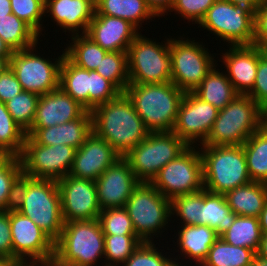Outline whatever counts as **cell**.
Returning a JSON list of instances; mask_svg holds the SVG:
<instances>
[{"instance_id": "7", "label": "cell", "mask_w": 267, "mask_h": 266, "mask_svg": "<svg viewBox=\"0 0 267 266\" xmlns=\"http://www.w3.org/2000/svg\"><path fill=\"white\" fill-rule=\"evenodd\" d=\"M124 208L130 216L136 235L143 242H153L152 236L156 237L164 227L166 229L165 225L173 216L171 200L146 182H140L133 190Z\"/></svg>"}, {"instance_id": "27", "label": "cell", "mask_w": 267, "mask_h": 266, "mask_svg": "<svg viewBox=\"0 0 267 266\" xmlns=\"http://www.w3.org/2000/svg\"><path fill=\"white\" fill-rule=\"evenodd\" d=\"M214 66L203 81L192 91L202 101L210 103L217 110L227 106L238 93L227 77V74Z\"/></svg>"}, {"instance_id": "42", "label": "cell", "mask_w": 267, "mask_h": 266, "mask_svg": "<svg viewBox=\"0 0 267 266\" xmlns=\"http://www.w3.org/2000/svg\"><path fill=\"white\" fill-rule=\"evenodd\" d=\"M98 220L104 235H136L130 216L124 207L102 210Z\"/></svg>"}, {"instance_id": "6", "label": "cell", "mask_w": 267, "mask_h": 266, "mask_svg": "<svg viewBox=\"0 0 267 266\" xmlns=\"http://www.w3.org/2000/svg\"><path fill=\"white\" fill-rule=\"evenodd\" d=\"M201 146L205 190L225 194L251 182L242 145Z\"/></svg>"}, {"instance_id": "50", "label": "cell", "mask_w": 267, "mask_h": 266, "mask_svg": "<svg viewBox=\"0 0 267 266\" xmlns=\"http://www.w3.org/2000/svg\"><path fill=\"white\" fill-rule=\"evenodd\" d=\"M253 44L267 52V7L264 4L254 12Z\"/></svg>"}, {"instance_id": "31", "label": "cell", "mask_w": 267, "mask_h": 266, "mask_svg": "<svg viewBox=\"0 0 267 266\" xmlns=\"http://www.w3.org/2000/svg\"><path fill=\"white\" fill-rule=\"evenodd\" d=\"M242 146L251 181L267 184V128L257 130Z\"/></svg>"}, {"instance_id": "61", "label": "cell", "mask_w": 267, "mask_h": 266, "mask_svg": "<svg viewBox=\"0 0 267 266\" xmlns=\"http://www.w3.org/2000/svg\"><path fill=\"white\" fill-rule=\"evenodd\" d=\"M264 127L267 128V106L263 109Z\"/></svg>"}, {"instance_id": "21", "label": "cell", "mask_w": 267, "mask_h": 266, "mask_svg": "<svg viewBox=\"0 0 267 266\" xmlns=\"http://www.w3.org/2000/svg\"><path fill=\"white\" fill-rule=\"evenodd\" d=\"M86 109L58 87L40 95L31 128H48L79 118Z\"/></svg>"}, {"instance_id": "34", "label": "cell", "mask_w": 267, "mask_h": 266, "mask_svg": "<svg viewBox=\"0 0 267 266\" xmlns=\"http://www.w3.org/2000/svg\"><path fill=\"white\" fill-rule=\"evenodd\" d=\"M71 39L72 44L64 49L65 56L78 67L88 71L96 70L108 51L85 34L73 35Z\"/></svg>"}, {"instance_id": "9", "label": "cell", "mask_w": 267, "mask_h": 266, "mask_svg": "<svg viewBox=\"0 0 267 266\" xmlns=\"http://www.w3.org/2000/svg\"><path fill=\"white\" fill-rule=\"evenodd\" d=\"M138 34L128 49L129 84L171 82L170 39L165 44Z\"/></svg>"}, {"instance_id": "40", "label": "cell", "mask_w": 267, "mask_h": 266, "mask_svg": "<svg viewBox=\"0 0 267 266\" xmlns=\"http://www.w3.org/2000/svg\"><path fill=\"white\" fill-rule=\"evenodd\" d=\"M40 96L36 93L22 91L5 102L6 108L13 120L27 133L35 118Z\"/></svg>"}, {"instance_id": "2", "label": "cell", "mask_w": 267, "mask_h": 266, "mask_svg": "<svg viewBox=\"0 0 267 266\" xmlns=\"http://www.w3.org/2000/svg\"><path fill=\"white\" fill-rule=\"evenodd\" d=\"M14 209L30 218L54 242L60 238L64 221L56 180L23 175L18 183Z\"/></svg>"}, {"instance_id": "12", "label": "cell", "mask_w": 267, "mask_h": 266, "mask_svg": "<svg viewBox=\"0 0 267 266\" xmlns=\"http://www.w3.org/2000/svg\"><path fill=\"white\" fill-rule=\"evenodd\" d=\"M194 41L170 38L171 82L184 92H192L217 66L208 48Z\"/></svg>"}, {"instance_id": "13", "label": "cell", "mask_w": 267, "mask_h": 266, "mask_svg": "<svg viewBox=\"0 0 267 266\" xmlns=\"http://www.w3.org/2000/svg\"><path fill=\"white\" fill-rule=\"evenodd\" d=\"M76 148L68 145L44 146L26 136L19 156L23 175L33 179L59 180L69 175Z\"/></svg>"}, {"instance_id": "26", "label": "cell", "mask_w": 267, "mask_h": 266, "mask_svg": "<svg viewBox=\"0 0 267 266\" xmlns=\"http://www.w3.org/2000/svg\"><path fill=\"white\" fill-rule=\"evenodd\" d=\"M224 196L235 214L258 218L267 201V184L251 181L227 191Z\"/></svg>"}, {"instance_id": "56", "label": "cell", "mask_w": 267, "mask_h": 266, "mask_svg": "<svg viewBox=\"0 0 267 266\" xmlns=\"http://www.w3.org/2000/svg\"><path fill=\"white\" fill-rule=\"evenodd\" d=\"M12 14L10 0H0V17Z\"/></svg>"}, {"instance_id": "60", "label": "cell", "mask_w": 267, "mask_h": 266, "mask_svg": "<svg viewBox=\"0 0 267 266\" xmlns=\"http://www.w3.org/2000/svg\"><path fill=\"white\" fill-rule=\"evenodd\" d=\"M251 266H267V260L255 255Z\"/></svg>"}, {"instance_id": "36", "label": "cell", "mask_w": 267, "mask_h": 266, "mask_svg": "<svg viewBox=\"0 0 267 266\" xmlns=\"http://www.w3.org/2000/svg\"><path fill=\"white\" fill-rule=\"evenodd\" d=\"M95 71L124 93L129 84L128 53L108 51Z\"/></svg>"}, {"instance_id": "51", "label": "cell", "mask_w": 267, "mask_h": 266, "mask_svg": "<svg viewBox=\"0 0 267 266\" xmlns=\"http://www.w3.org/2000/svg\"><path fill=\"white\" fill-rule=\"evenodd\" d=\"M145 2L158 17H162L163 14L165 16V13L170 12L175 0H145Z\"/></svg>"}, {"instance_id": "5", "label": "cell", "mask_w": 267, "mask_h": 266, "mask_svg": "<svg viewBox=\"0 0 267 266\" xmlns=\"http://www.w3.org/2000/svg\"><path fill=\"white\" fill-rule=\"evenodd\" d=\"M105 240L98 219L64 222L55 242L54 261L59 266H93L104 258Z\"/></svg>"}, {"instance_id": "54", "label": "cell", "mask_w": 267, "mask_h": 266, "mask_svg": "<svg viewBox=\"0 0 267 266\" xmlns=\"http://www.w3.org/2000/svg\"><path fill=\"white\" fill-rule=\"evenodd\" d=\"M258 218L262 234H267V201Z\"/></svg>"}, {"instance_id": "58", "label": "cell", "mask_w": 267, "mask_h": 266, "mask_svg": "<svg viewBox=\"0 0 267 266\" xmlns=\"http://www.w3.org/2000/svg\"><path fill=\"white\" fill-rule=\"evenodd\" d=\"M13 156L0 149V168H2Z\"/></svg>"}, {"instance_id": "48", "label": "cell", "mask_w": 267, "mask_h": 266, "mask_svg": "<svg viewBox=\"0 0 267 266\" xmlns=\"http://www.w3.org/2000/svg\"><path fill=\"white\" fill-rule=\"evenodd\" d=\"M0 261L13 265V245L10 227V209L0 212Z\"/></svg>"}, {"instance_id": "25", "label": "cell", "mask_w": 267, "mask_h": 266, "mask_svg": "<svg viewBox=\"0 0 267 266\" xmlns=\"http://www.w3.org/2000/svg\"><path fill=\"white\" fill-rule=\"evenodd\" d=\"M181 227L177 239V247L182 252L180 254L185 255L184 258L194 260L200 266L219 236L214 229L203 224L181 225Z\"/></svg>"}, {"instance_id": "62", "label": "cell", "mask_w": 267, "mask_h": 266, "mask_svg": "<svg viewBox=\"0 0 267 266\" xmlns=\"http://www.w3.org/2000/svg\"><path fill=\"white\" fill-rule=\"evenodd\" d=\"M0 266H8L6 263L0 261Z\"/></svg>"}, {"instance_id": "35", "label": "cell", "mask_w": 267, "mask_h": 266, "mask_svg": "<svg viewBox=\"0 0 267 266\" xmlns=\"http://www.w3.org/2000/svg\"><path fill=\"white\" fill-rule=\"evenodd\" d=\"M220 237L228 244L257 252L262 237L259 218L238 215Z\"/></svg>"}, {"instance_id": "55", "label": "cell", "mask_w": 267, "mask_h": 266, "mask_svg": "<svg viewBox=\"0 0 267 266\" xmlns=\"http://www.w3.org/2000/svg\"><path fill=\"white\" fill-rule=\"evenodd\" d=\"M14 51L0 37V57H12Z\"/></svg>"}, {"instance_id": "20", "label": "cell", "mask_w": 267, "mask_h": 266, "mask_svg": "<svg viewBox=\"0 0 267 266\" xmlns=\"http://www.w3.org/2000/svg\"><path fill=\"white\" fill-rule=\"evenodd\" d=\"M129 21L108 15H94L85 35L107 51L128 52L138 35Z\"/></svg>"}, {"instance_id": "15", "label": "cell", "mask_w": 267, "mask_h": 266, "mask_svg": "<svg viewBox=\"0 0 267 266\" xmlns=\"http://www.w3.org/2000/svg\"><path fill=\"white\" fill-rule=\"evenodd\" d=\"M10 227L13 265L27 262V259H30V262L54 260L55 242L30 218L14 208L10 209Z\"/></svg>"}, {"instance_id": "3", "label": "cell", "mask_w": 267, "mask_h": 266, "mask_svg": "<svg viewBox=\"0 0 267 266\" xmlns=\"http://www.w3.org/2000/svg\"><path fill=\"white\" fill-rule=\"evenodd\" d=\"M124 93L150 132H172L183 90L166 82L128 84Z\"/></svg>"}, {"instance_id": "22", "label": "cell", "mask_w": 267, "mask_h": 266, "mask_svg": "<svg viewBox=\"0 0 267 266\" xmlns=\"http://www.w3.org/2000/svg\"><path fill=\"white\" fill-rule=\"evenodd\" d=\"M223 53L222 59L226 67L227 77L234 90L247 95L253 88L259 61L257 45L231 46Z\"/></svg>"}, {"instance_id": "41", "label": "cell", "mask_w": 267, "mask_h": 266, "mask_svg": "<svg viewBox=\"0 0 267 266\" xmlns=\"http://www.w3.org/2000/svg\"><path fill=\"white\" fill-rule=\"evenodd\" d=\"M204 199V189L176 196L171 200V214L179 216L182 225H200L201 201Z\"/></svg>"}, {"instance_id": "46", "label": "cell", "mask_w": 267, "mask_h": 266, "mask_svg": "<svg viewBox=\"0 0 267 266\" xmlns=\"http://www.w3.org/2000/svg\"><path fill=\"white\" fill-rule=\"evenodd\" d=\"M216 2V0H175L171 12L181 14L183 18L194 21L199 24L205 17L208 9Z\"/></svg>"}, {"instance_id": "10", "label": "cell", "mask_w": 267, "mask_h": 266, "mask_svg": "<svg viewBox=\"0 0 267 266\" xmlns=\"http://www.w3.org/2000/svg\"><path fill=\"white\" fill-rule=\"evenodd\" d=\"M199 26L231 46L253 45L254 42V11L245 5L216 0Z\"/></svg>"}, {"instance_id": "19", "label": "cell", "mask_w": 267, "mask_h": 266, "mask_svg": "<svg viewBox=\"0 0 267 266\" xmlns=\"http://www.w3.org/2000/svg\"><path fill=\"white\" fill-rule=\"evenodd\" d=\"M121 157L106 140L92 132L82 146L76 149L69 175L96 181Z\"/></svg>"}, {"instance_id": "23", "label": "cell", "mask_w": 267, "mask_h": 266, "mask_svg": "<svg viewBox=\"0 0 267 266\" xmlns=\"http://www.w3.org/2000/svg\"><path fill=\"white\" fill-rule=\"evenodd\" d=\"M92 132V114L86 110L73 121L48 128H31L26 135L44 146L64 144L78 149Z\"/></svg>"}, {"instance_id": "57", "label": "cell", "mask_w": 267, "mask_h": 266, "mask_svg": "<svg viewBox=\"0 0 267 266\" xmlns=\"http://www.w3.org/2000/svg\"><path fill=\"white\" fill-rule=\"evenodd\" d=\"M21 262L20 266H59L54 260L46 262ZM40 263V264H39Z\"/></svg>"}, {"instance_id": "16", "label": "cell", "mask_w": 267, "mask_h": 266, "mask_svg": "<svg viewBox=\"0 0 267 266\" xmlns=\"http://www.w3.org/2000/svg\"><path fill=\"white\" fill-rule=\"evenodd\" d=\"M64 222L95 220L102 211L93 180L67 175L57 180Z\"/></svg>"}, {"instance_id": "47", "label": "cell", "mask_w": 267, "mask_h": 266, "mask_svg": "<svg viewBox=\"0 0 267 266\" xmlns=\"http://www.w3.org/2000/svg\"><path fill=\"white\" fill-rule=\"evenodd\" d=\"M262 109L267 106V52L259 48V61L252 90L247 94Z\"/></svg>"}, {"instance_id": "37", "label": "cell", "mask_w": 267, "mask_h": 266, "mask_svg": "<svg viewBox=\"0 0 267 266\" xmlns=\"http://www.w3.org/2000/svg\"><path fill=\"white\" fill-rule=\"evenodd\" d=\"M26 136V132L13 120L5 103L0 101V149L19 157Z\"/></svg>"}, {"instance_id": "30", "label": "cell", "mask_w": 267, "mask_h": 266, "mask_svg": "<svg viewBox=\"0 0 267 266\" xmlns=\"http://www.w3.org/2000/svg\"><path fill=\"white\" fill-rule=\"evenodd\" d=\"M237 216L228 206L224 194L213 193L204 189L200 224L214 229L220 237L231 227Z\"/></svg>"}, {"instance_id": "52", "label": "cell", "mask_w": 267, "mask_h": 266, "mask_svg": "<svg viewBox=\"0 0 267 266\" xmlns=\"http://www.w3.org/2000/svg\"><path fill=\"white\" fill-rule=\"evenodd\" d=\"M233 4L245 5L254 12L263 4V0H226Z\"/></svg>"}, {"instance_id": "33", "label": "cell", "mask_w": 267, "mask_h": 266, "mask_svg": "<svg viewBox=\"0 0 267 266\" xmlns=\"http://www.w3.org/2000/svg\"><path fill=\"white\" fill-rule=\"evenodd\" d=\"M0 37L13 51L38 44L39 35L15 14L0 17Z\"/></svg>"}, {"instance_id": "45", "label": "cell", "mask_w": 267, "mask_h": 266, "mask_svg": "<svg viewBox=\"0 0 267 266\" xmlns=\"http://www.w3.org/2000/svg\"><path fill=\"white\" fill-rule=\"evenodd\" d=\"M121 92L95 70L91 71V91H89V111L115 99Z\"/></svg>"}, {"instance_id": "49", "label": "cell", "mask_w": 267, "mask_h": 266, "mask_svg": "<svg viewBox=\"0 0 267 266\" xmlns=\"http://www.w3.org/2000/svg\"><path fill=\"white\" fill-rule=\"evenodd\" d=\"M23 91L14 72L8 67L0 74V101L5 103Z\"/></svg>"}, {"instance_id": "28", "label": "cell", "mask_w": 267, "mask_h": 266, "mask_svg": "<svg viewBox=\"0 0 267 266\" xmlns=\"http://www.w3.org/2000/svg\"><path fill=\"white\" fill-rule=\"evenodd\" d=\"M95 9L94 15L122 18L129 21L137 29H140L142 22L145 20L157 16L145 0H97Z\"/></svg>"}, {"instance_id": "39", "label": "cell", "mask_w": 267, "mask_h": 266, "mask_svg": "<svg viewBox=\"0 0 267 266\" xmlns=\"http://www.w3.org/2000/svg\"><path fill=\"white\" fill-rule=\"evenodd\" d=\"M104 240V266L123 264L143 242L137 235H104Z\"/></svg>"}, {"instance_id": "63", "label": "cell", "mask_w": 267, "mask_h": 266, "mask_svg": "<svg viewBox=\"0 0 267 266\" xmlns=\"http://www.w3.org/2000/svg\"><path fill=\"white\" fill-rule=\"evenodd\" d=\"M263 4L267 7V0H263Z\"/></svg>"}, {"instance_id": "17", "label": "cell", "mask_w": 267, "mask_h": 266, "mask_svg": "<svg viewBox=\"0 0 267 266\" xmlns=\"http://www.w3.org/2000/svg\"><path fill=\"white\" fill-rule=\"evenodd\" d=\"M218 112L219 110L213 105L202 101L193 92H185L172 132L188 146H194L196 141H201L200 144H202L206 140Z\"/></svg>"}, {"instance_id": "59", "label": "cell", "mask_w": 267, "mask_h": 266, "mask_svg": "<svg viewBox=\"0 0 267 266\" xmlns=\"http://www.w3.org/2000/svg\"><path fill=\"white\" fill-rule=\"evenodd\" d=\"M11 57H0V74H2L8 67Z\"/></svg>"}, {"instance_id": "43", "label": "cell", "mask_w": 267, "mask_h": 266, "mask_svg": "<svg viewBox=\"0 0 267 266\" xmlns=\"http://www.w3.org/2000/svg\"><path fill=\"white\" fill-rule=\"evenodd\" d=\"M155 247L154 242H142L122 266H183L176 262L177 258L165 257Z\"/></svg>"}, {"instance_id": "44", "label": "cell", "mask_w": 267, "mask_h": 266, "mask_svg": "<svg viewBox=\"0 0 267 266\" xmlns=\"http://www.w3.org/2000/svg\"><path fill=\"white\" fill-rule=\"evenodd\" d=\"M12 14L27 23L39 36L43 30L41 20L45 16V0H10Z\"/></svg>"}, {"instance_id": "4", "label": "cell", "mask_w": 267, "mask_h": 266, "mask_svg": "<svg viewBox=\"0 0 267 266\" xmlns=\"http://www.w3.org/2000/svg\"><path fill=\"white\" fill-rule=\"evenodd\" d=\"M263 126V109L250 96L238 94L219 110L206 140L201 145H242Z\"/></svg>"}, {"instance_id": "14", "label": "cell", "mask_w": 267, "mask_h": 266, "mask_svg": "<svg viewBox=\"0 0 267 266\" xmlns=\"http://www.w3.org/2000/svg\"><path fill=\"white\" fill-rule=\"evenodd\" d=\"M35 47L37 44L24 50L14 51L9 67L14 72L23 91L40 96L59 87L60 65L65 52L63 51L58 59H54L55 63H52L49 59L35 54Z\"/></svg>"}, {"instance_id": "24", "label": "cell", "mask_w": 267, "mask_h": 266, "mask_svg": "<svg viewBox=\"0 0 267 266\" xmlns=\"http://www.w3.org/2000/svg\"><path fill=\"white\" fill-rule=\"evenodd\" d=\"M95 11L94 0H45V13H50L64 32L71 31V36L79 35V30L86 33Z\"/></svg>"}, {"instance_id": "18", "label": "cell", "mask_w": 267, "mask_h": 266, "mask_svg": "<svg viewBox=\"0 0 267 266\" xmlns=\"http://www.w3.org/2000/svg\"><path fill=\"white\" fill-rule=\"evenodd\" d=\"M101 210L124 207L140 181L128 161L121 157L95 181Z\"/></svg>"}, {"instance_id": "1", "label": "cell", "mask_w": 267, "mask_h": 266, "mask_svg": "<svg viewBox=\"0 0 267 266\" xmlns=\"http://www.w3.org/2000/svg\"><path fill=\"white\" fill-rule=\"evenodd\" d=\"M91 114L93 132L122 157L150 133L125 93L95 107Z\"/></svg>"}, {"instance_id": "38", "label": "cell", "mask_w": 267, "mask_h": 266, "mask_svg": "<svg viewBox=\"0 0 267 266\" xmlns=\"http://www.w3.org/2000/svg\"><path fill=\"white\" fill-rule=\"evenodd\" d=\"M22 176L19 157H12L0 168V212L14 208L17 187Z\"/></svg>"}, {"instance_id": "53", "label": "cell", "mask_w": 267, "mask_h": 266, "mask_svg": "<svg viewBox=\"0 0 267 266\" xmlns=\"http://www.w3.org/2000/svg\"><path fill=\"white\" fill-rule=\"evenodd\" d=\"M256 255L267 260V234H262Z\"/></svg>"}, {"instance_id": "29", "label": "cell", "mask_w": 267, "mask_h": 266, "mask_svg": "<svg viewBox=\"0 0 267 266\" xmlns=\"http://www.w3.org/2000/svg\"><path fill=\"white\" fill-rule=\"evenodd\" d=\"M59 87L89 111L91 71L78 67L64 56L60 65Z\"/></svg>"}, {"instance_id": "11", "label": "cell", "mask_w": 267, "mask_h": 266, "mask_svg": "<svg viewBox=\"0 0 267 266\" xmlns=\"http://www.w3.org/2000/svg\"><path fill=\"white\" fill-rule=\"evenodd\" d=\"M195 147L189 146L160 169L150 182L164 197L172 200L204 189L202 157Z\"/></svg>"}, {"instance_id": "8", "label": "cell", "mask_w": 267, "mask_h": 266, "mask_svg": "<svg viewBox=\"0 0 267 266\" xmlns=\"http://www.w3.org/2000/svg\"><path fill=\"white\" fill-rule=\"evenodd\" d=\"M189 146L173 132H150L124 158L140 182L150 183L170 161Z\"/></svg>"}, {"instance_id": "32", "label": "cell", "mask_w": 267, "mask_h": 266, "mask_svg": "<svg viewBox=\"0 0 267 266\" xmlns=\"http://www.w3.org/2000/svg\"><path fill=\"white\" fill-rule=\"evenodd\" d=\"M256 252L226 243L219 237L200 266H251Z\"/></svg>"}]
</instances>
